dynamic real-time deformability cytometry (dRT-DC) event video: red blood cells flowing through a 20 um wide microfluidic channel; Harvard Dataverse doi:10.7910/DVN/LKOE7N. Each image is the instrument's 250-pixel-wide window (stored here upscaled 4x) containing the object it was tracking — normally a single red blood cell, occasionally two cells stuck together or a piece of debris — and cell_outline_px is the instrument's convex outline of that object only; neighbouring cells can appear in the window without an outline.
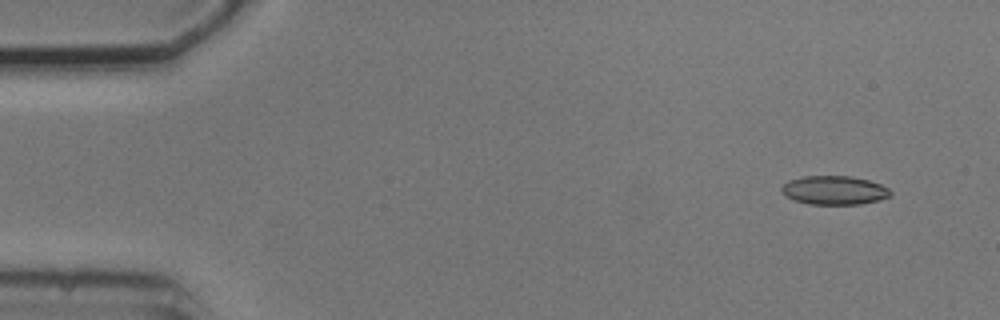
{"species": "common noctule bat (a hibernating species)", "species_latin": "Nyctalus noctula", "temperature_condition": "cold", "stored_images_in_passage": 2, "camera_frame_rate_fps": 3000, "um_per_image_px": 0.085, "animal": {"sex": "male", "body_mass_g": 20.5, "forearm_length_mm": 52.5}, "frame": {"image": 1, "passage_image": 1, "time_ms": 0.0, "image_size_px": [1000, 320], "cell_outline_px": [[892, 196], [860, 204], [808, 204], [792, 200], [784, 196], [780, 188], [788, 180], [804, 176], [848, 176], [868, 180], [880, 184], [888, 188], [892, 192]], "centroid_in_image_um": [70.87, 16.17], "position_along_channel_um": 14.1, "area_um2": 18.32}}